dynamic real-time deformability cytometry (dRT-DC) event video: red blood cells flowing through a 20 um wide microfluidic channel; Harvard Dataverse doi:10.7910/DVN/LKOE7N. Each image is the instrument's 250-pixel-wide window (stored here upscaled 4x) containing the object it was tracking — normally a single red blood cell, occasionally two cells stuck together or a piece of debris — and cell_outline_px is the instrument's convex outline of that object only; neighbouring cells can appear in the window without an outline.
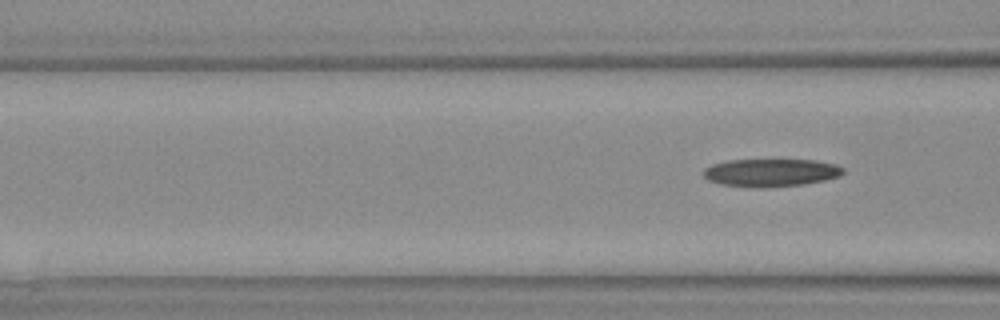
{"species": "Egyptian fruit bat (a non-hibernating species)", "species_latin": "Rousettus aegyptiacus", "temperature_condition": "warm", "stored_images_in_passage": 7, "segment_of_instrument_passage": [2, 2], "camera_frame_rate_fps": 3000, "um_per_image_px": 0.085, "animal": {"sex": "female"}, "frame": {"image": 1, "passage_image": 7, "time_ms": 7.0, "image_size_px": [1000, 320], "cell_outline_px": [[844, 172], [840, 176], [824, 180], [804, 184], [768, 188], [752, 188], [720, 184], [708, 180], [704, 176], [704, 168], [712, 164], [728, 160], [812, 160], [836, 164], [844, 168]], "centroid_in_image_um": [65.51, 14.68], "position_along_channel_um": 101.1, "area_um2": 22.83}}